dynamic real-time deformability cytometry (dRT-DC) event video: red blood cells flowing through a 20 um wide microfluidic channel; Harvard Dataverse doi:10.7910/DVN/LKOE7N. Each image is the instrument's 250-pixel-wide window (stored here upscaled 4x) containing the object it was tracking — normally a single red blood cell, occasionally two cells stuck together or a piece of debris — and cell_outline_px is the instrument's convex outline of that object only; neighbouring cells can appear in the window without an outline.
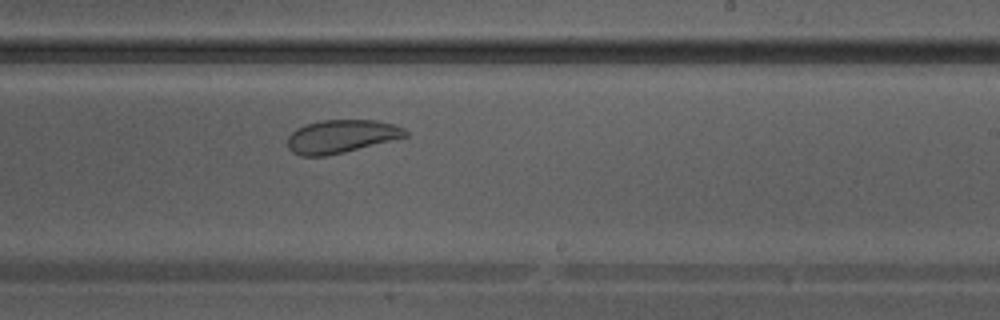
{"species": "Egyptian fruit bat (a non-hibernating species)", "species_latin": "Rousettus aegyptiacus", "temperature_condition": "warm", "stored_images_in_passage": 32, "camera_frame_rate_fps": 3000, "um_per_image_px": 0.085, "animal": {"sex": "male"}, "frame": {"image": 1, "passage_image": 19, "time_ms": 6.0, "image_size_px": [1000, 320], "cell_outline_px": [[408, 136], [344, 152], [324, 156], [300, 156], [292, 152], [288, 148], [288, 136], [296, 128], [320, 120], [376, 120], [392, 124], [404, 128], [408, 132]], "centroid_in_image_um": [28.99, 11.59], "position_along_channel_um": 260.0, "area_um2": 22.66}}